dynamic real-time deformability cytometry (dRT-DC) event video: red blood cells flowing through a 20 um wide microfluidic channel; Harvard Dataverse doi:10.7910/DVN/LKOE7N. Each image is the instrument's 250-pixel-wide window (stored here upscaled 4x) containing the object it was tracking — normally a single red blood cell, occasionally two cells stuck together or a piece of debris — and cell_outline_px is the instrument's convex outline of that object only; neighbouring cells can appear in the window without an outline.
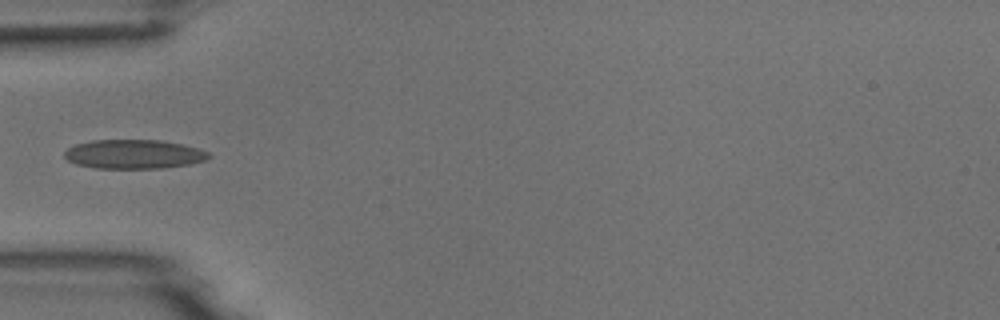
{"species": "common noctule bat (a hibernating species)", "species_latin": "Nyctalus noctula", "temperature_condition": "room temperature", "stored_images_in_passage": 5, "camera_frame_rate_fps": 3000, "um_per_image_px": 0.085, "animal": {"sex": "male", "body_mass_g": 18.8}, "frame": {"image": 1, "passage_image": 5, "time_ms": 5.333, "image_size_px": [1000, 320], "cell_outline_px": [[212, 156], [204, 160], [188, 164], [164, 168], [96, 168], [76, 164], [68, 160], [64, 156], [64, 152], [68, 148], [76, 144], [92, 140], [160, 140], [184, 144], [200, 148], [208, 152]], "centroid_in_image_um": [11.39, 13.1], "position_along_channel_um": 73.6, "area_um2": 24.51}}